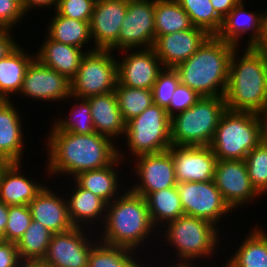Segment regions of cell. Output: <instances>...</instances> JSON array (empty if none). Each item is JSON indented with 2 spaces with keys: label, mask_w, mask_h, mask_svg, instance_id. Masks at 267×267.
<instances>
[{
  "label": "cell",
  "mask_w": 267,
  "mask_h": 267,
  "mask_svg": "<svg viewBox=\"0 0 267 267\" xmlns=\"http://www.w3.org/2000/svg\"><path fill=\"white\" fill-rule=\"evenodd\" d=\"M16 243L0 242V267H18L21 263Z\"/></svg>",
  "instance_id": "cell-44"
},
{
  "label": "cell",
  "mask_w": 267,
  "mask_h": 267,
  "mask_svg": "<svg viewBox=\"0 0 267 267\" xmlns=\"http://www.w3.org/2000/svg\"><path fill=\"white\" fill-rule=\"evenodd\" d=\"M124 58L117 59L118 82L131 88L152 90L164 66L153 48L124 49ZM131 51V52H130ZM127 52H129L127 54Z\"/></svg>",
  "instance_id": "cell-16"
},
{
  "label": "cell",
  "mask_w": 267,
  "mask_h": 267,
  "mask_svg": "<svg viewBox=\"0 0 267 267\" xmlns=\"http://www.w3.org/2000/svg\"><path fill=\"white\" fill-rule=\"evenodd\" d=\"M74 187L76 188L69 189L72 193L66 192L67 194L69 193L66 195L69 196L66 200L68 215L73 226L86 227L89 230L91 227L94 229L93 225L98 223L102 227L101 225H103L106 216L107 203L90 190L81 188L75 181Z\"/></svg>",
  "instance_id": "cell-24"
},
{
  "label": "cell",
  "mask_w": 267,
  "mask_h": 267,
  "mask_svg": "<svg viewBox=\"0 0 267 267\" xmlns=\"http://www.w3.org/2000/svg\"><path fill=\"white\" fill-rule=\"evenodd\" d=\"M114 92L125 123L140 115L153 104L152 90L131 88L121 85L117 81Z\"/></svg>",
  "instance_id": "cell-36"
},
{
  "label": "cell",
  "mask_w": 267,
  "mask_h": 267,
  "mask_svg": "<svg viewBox=\"0 0 267 267\" xmlns=\"http://www.w3.org/2000/svg\"><path fill=\"white\" fill-rule=\"evenodd\" d=\"M128 0H96L90 20V33L95 49L118 50V38Z\"/></svg>",
  "instance_id": "cell-17"
},
{
  "label": "cell",
  "mask_w": 267,
  "mask_h": 267,
  "mask_svg": "<svg viewBox=\"0 0 267 267\" xmlns=\"http://www.w3.org/2000/svg\"><path fill=\"white\" fill-rule=\"evenodd\" d=\"M53 17L47 24L46 35L59 43L83 49L92 41L90 22L80 21L59 15L54 11ZM87 44V45H86Z\"/></svg>",
  "instance_id": "cell-30"
},
{
  "label": "cell",
  "mask_w": 267,
  "mask_h": 267,
  "mask_svg": "<svg viewBox=\"0 0 267 267\" xmlns=\"http://www.w3.org/2000/svg\"><path fill=\"white\" fill-rule=\"evenodd\" d=\"M136 257L137 251L98 241L91 249L88 267H140L143 261Z\"/></svg>",
  "instance_id": "cell-33"
},
{
  "label": "cell",
  "mask_w": 267,
  "mask_h": 267,
  "mask_svg": "<svg viewBox=\"0 0 267 267\" xmlns=\"http://www.w3.org/2000/svg\"><path fill=\"white\" fill-rule=\"evenodd\" d=\"M244 7V0H241L224 18L217 37L223 41L241 47V39L244 35H250L247 40V47H257L263 40L264 24L267 11H247ZM243 36V38H242ZM240 41V42H239ZM239 43V44H238Z\"/></svg>",
  "instance_id": "cell-19"
},
{
  "label": "cell",
  "mask_w": 267,
  "mask_h": 267,
  "mask_svg": "<svg viewBox=\"0 0 267 267\" xmlns=\"http://www.w3.org/2000/svg\"><path fill=\"white\" fill-rule=\"evenodd\" d=\"M21 6L23 8L24 13L27 15L29 14V11H32L31 9L34 8H49L54 7V10H56L58 0H20Z\"/></svg>",
  "instance_id": "cell-46"
},
{
  "label": "cell",
  "mask_w": 267,
  "mask_h": 267,
  "mask_svg": "<svg viewBox=\"0 0 267 267\" xmlns=\"http://www.w3.org/2000/svg\"><path fill=\"white\" fill-rule=\"evenodd\" d=\"M25 16L20 0H0V26L13 29Z\"/></svg>",
  "instance_id": "cell-43"
},
{
  "label": "cell",
  "mask_w": 267,
  "mask_h": 267,
  "mask_svg": "<svg viewBox=\"0 0 267 267\" xmlns=\"http://www.w3.org/2000/svg\"><path fill=\"white\" fill-rule=\"evenodd\" d=\"M218 228L206 219L183 215L168 222L162 227L163 230H158L160 233L157 237H161V233L164 232L162 239L164 238L167 246L169 244L177 250L175 258L178 256L179 263L197 267L193 264L196 259L211 258L212 261L214 253H217L216 249L221 238L219 237L221 231Z\"/></svg>",
  "instance_id": "cell-5"
},
{
  "label": "cell",
  "mask_w": 267,
  "mask_h": 267,
  "mask_svg": "<svg viewBox=\"0 0 267 267\" xmlns=\"http://www.w3.org/2000/svg\"><path fill=\"white\" fill-rule=\"evenodd\" d=\"M201 97L188 86L179 84L172 94L169 105L166 107L167 114L173 117L194 105Z\"/></svg>",
  "instance_id": "cell-42"
},
{
  "label": "cell",
  "mask_w": 267,
  "mask_h": 267,
  "mask_svg": "<svg viewBox=\"0 0 267 267\" xmlns=\"http://www.w3.org/2000/svg\"><path fill=\"white\" fill-rule=\"evenodd\" d=\"M154 26L155 40L158 36L194 27L190 16L184 11L177 0H156Z\"/></svg>",
  "instance_id": "cell-32"
},
{
  "label": "cell",
  "mask_w": 267,
  "mask_h": 267,
  "mask_svg": "<svg viewBox=\"0 0 267 267\" xmlns=\"http://www.w3.org/2000/svg\"><path fill=\"white\" fill-rule=\"evenodd\" d=\"M90 104V112L94 130L116 141L124 136L126 123L123 120L114 91L86 98ZM115 139V140H114Z\"/></svg>",
  "instance_id": "cell-25"
},
{
  "label": "cell",
  "mask_w": 267,
  "mask_h": 267,
  "mask_svg": "<svg viewBox=\"0 0 267 267\" xmlns=\"http://www.w3.org/2000/svg\"><path fill=\"white\" fill-rule=\"evenodd\" d=\"M64 196L61 197L50 186H45L28 204L32 220L41 223L53 234L71 230L74 226L70 221Z\"/></svg>",
  "instance_id": "cell-21"
},
{
  "label": "cell",
  "mask_w": 267,
  "mask_h": 267,
  "mask_svg": "<svg viewBox=\"0 0 267 267\" xmlns=\"http://www.w3.org/2000/svg\"><path fill=\"white\" fill-rule=\"evenodd\" d=\"M252 229L222 267H267V230Z\"/></svg>",
  "instance_id": "cell-29"
},
{
  "label": "cell",
  "mask_w": 267,
  "mask_h": 267,
  "mask_svg": "<svg viewBox=\"0 0 267 267\" xmlns=\"http://www.w3.org/2000/svg\"><path fill=\"white\" fill-rule=\"evenodd\" d=\"M19 95L35 101L38 99V102L64 100L67 103L71 96V81L35 57L26 70Z\"/></svg>",
  "instance_id": "cell-14"
},
{
  "label": "cell",
  "mask_w": 267,
  "mask_h": 267,
  "mask_svg": "<svg viewBox=\"0 0 267 267\" xmlns=\"http://www.w3.org/2000/svg\"><path fill=\"white\" fill-rule=\"evenodd\" d=\"M7 162L0 157V172Z\"/></svg>",
  "instance_id": "cell-53"
},
{
  "label": "cell",
  "mask_w": 267,
  "mask_h": 267,
  "mask_svg": "<svg viewBox=\"0 0 267 267\" xmlns=\"http://www.w3.org/2000/svg\"><path fill=\"white\" fill-rule=\"evenodd\" d=\"M210 35L202 28L158 36L153 45L156 55L166 68H175L188 60Z\"/></svg>",
  "instance_id": "cell-20"
},
{
  "label": "cell",
  "mask_w": 267,
  "mask_h": 267,
  "mask_svg": "<svg viewBox=\"0 0 267 267\" xmlns=\"http://www.w3.org/2000/svg\"><path fill=\"white\" fill-rule=\"evenodd\" d=\"M156 0H128V7L121 24L118 50L149 49L155 43Z\"/></svg>",
  "instance_id": "cell-12"
},
{
  "label": "cell",
  "mask_w": 267,
  "mask_h": 267,
  "mask_svg": "<svg viewBox=\"0 0 267 267\" xmlns=\"http://www.w3.org/2000/svg\"><path fill=\"white\" fill-rule=\"evenodd\" d=\"M112 54L113 51L102 49L86 52L71 79V95L88 98L114 91L118 74L117 56Z\"/></svg>",
  "instance_id": "cell-9"
},
{
  "label": "cell",
  "mask_w": 267,
  "mask_h": 267,
  "mask_svg": "<svg viewBox=\"0 0 267 267\" xmlns=\"http://www.w3.org/2000/svg\"><path fill=\"white\" fill-rule=\"evenodd\" d=\"M71 101L75 99L70 114L67 117L56 119L49 131H64L74 134H92L95 132L91 116L90 104L86 98L71 95Z\"/></svg>",
  "instance_id": "cell-35"
},
{
  "label": "cell",
  "mask_w": 267,
  "mask_h": 267,
  "mask_svg": "<svg viewBox=\"0 0 267 267\" xmlns=\"http://www.w3.org/2000/svg\"><path fill=\"white\" fill-rule=\"evenodd\" d=\"M237 47L210 35L198 50L174 69L180 83L200 97H224L230 60Z\"/></svg>",
  "instance_id": "cell-3"
},
{
  "label": "cell",
  "mask_w": 267,
  "mask_h": 267,
  "mask_svg": "<svg viewBox=\"0 0 267 267\" xmlns=\"http://www.w3.org/2000/svg\"><path fill=\"white\" fill-rule=\"evenodd\" d=\"M96 0H58L56 12L64 17L90 22Z\"/></svg>",
  "instance_id": "cell-41"
},
{
  "label": "cell",
  "mask_w": 267,
  "mask_h": 267,
  "mask_svg": "<svg viewBox=\"0 0 267 267\" xmlns=\"http://www.w3.org/2000/svg\"><path fill=\"white\" fill-rule=\"evenodd\" d=\"M190 16L195 27L204 29L209 35H217L223 19L216 13L210 0H177Z\"/></svg>",
  "instance_id": "cell-37"
},
{
  "label": "cell",
  "mask_w": 267,
  "mask_h": 267,
  "mask_svg": "<svg viewBox=\"0 0 267 267\" xmlns=\"http://www.w3.org/2000/svg\"><path fill=\"white\" fill-rule=\"evenodd\" d=\"M22 163H6L0 172V202L6 205H28L46 186L22 173Z\"/></svg>",
  "instance_id": "cell-22"
},
{
  "label": "cell",
  "mask_w": 267,
  "mask_h": 267,
  "mask_svg": "<svg viewBox=\"0 0 267 267\" xmlns=\"http://www.w3.org/2000/svg\"><path fill=\"white\" fill-rule=\"evenodd\" d=\"M168 150L173 158L177 183L213 180L217 157L210 146L171 145Z\"/></svg>",
  "instance_id": "cell-18"
},
{
  "label": "cell",
  "mask_w": 267,
  "mask_h": 267,
  "mask_svg": "<svg viewBox=\"0 0 267 267\" xmlns=\"http://www.w3.org/2000/svg\"><path fill=\"white\" fill-rule=\"evenodd\" d=\"M47 37V38H46ZM45 40L35 54L44 65L66 76L70 81L76 75L81 60L86 52L96 50L94 45L90 49H81L66 45L50 39L46 35Z\"/></svg>",
  "instance_id": "cell-26"
},
{
  "label": "cell",
  "mask_w": 267,
  "mask_h": 267,
  "mask_svg": "<svg viewBox=\"0 0 267 267\" xmlns=\"http://www.w3.org/2000/svg\"><path fill=\"white\" fill-rule=\"evenodd\" d=\"M11 100H0V157L7 163L21 162L24 155L23 122Z\"/></svg>",
  "instance_id": "cell-23"
},
{
  "label": "cell",
  "mask_w": 267,
  "mask_h": 267,
  "mask_svg": "<svg viewBox=\"0 0 267 267\" xmlns=\"http://www.w3.org/2000/svg\"><path fill=\"white\" fill-rule=\"evenodd\" d=\"M102 226L101 232L97 233L99 241L134 251L139 250L140 246L144 248L145 242H151L148 238L151 236L155 240L153 235L158 234L151 221L146 199L129 188L107 204Z\"/></svg>",
  "instance_id": "cell-4"
},
{
  "label": "cell",
  "mask_w": 267,
  "mask_h": 267,
  "mask_svg": "<svg viewBox=\"0 0 267 267\" xmlns=\"http://www.w3.org/2000/svg\"><path fill=\"white\" fill-rule=\"evenodd\" d=\"M241 0H210L216 13L223 19Z\"/></svg>",
  "instance_id": "cell-47"
},
{
  "label": "cell",
  "mask_w": 267,
  "mask_h": 267,
  "mask_svg": "<svg viewBox=\"0 0 267 267\" xmlns=\"http://www.w3.org/2000/svg\"><path fill=\"white\" fill-rule=\"evenodd\" d=\"M145 199L156 230L185 215L176 186L150 193Z\"/></svg>",
  "instance_id": "cell-31"
},
{
  "label": "cell",
  "mask_w": 267,
  "mask_h": 267,
  "mask_svg": "<svg viewBox=\"0 0 267 267\" xmlns=\"http://www.w3.org/2000/svg\"><path fill=\"white\" fill-rule=\"evenodd\" d=\"M26 51L28 50L24 51L18 44L7 56L0 59V100H11V96L20 93L26 70L36 57V54Z\"/></svg>",
  "instance_id": "cell-28"
},
{
  "label": "cell",
  "mask_w": 267,
  "mask_h": 267,
  "mask_svg": "<svg viewBox=\"0 0 267 267\" xmlns=\"http://www.w3.org/2000/svg\"><path fill=\"white\" fill-rule=\"evenodd\" d=\"M171 117L166 108L152 104L126 123L125 141L128 151L138 157L168 150L171 143Z\"/></svg>",
  "instance_id": "cell-8"
},
{
  "label": "cell",
  "mask_w": 267,
  "mask_h": 267,
  "mask_svg": "<svg viewBox=\"0 0 267 267\" xmlns=\"http://www.w3.org/2000/svg\"><path fill=\"white\" fill-rule=\"evenodd\" d=\"M260 144L267 150V116H263V122L260 131Z\"/></svg>",
  "instance_id": "cell-49"
},
{
  "label": "cell",
  "mask_w": 267,
  "mask_h": 267,
  "mask_svg": "<svg viewBox=\"0 0 267 267\" xmlns=\"http://www.w3.org/2000/svg\"><path fill=\"white\" fill-rule=\"evenodd\" d=\"M8 221V205L0 202V235L3 237Z\"/></svg>",
  "instance_id": "cell-48"
},
{
  "label": "cell",
  "mask_w": 267,
  "mask_h": 267,
  "mask_svg": "<svg viewBox=\"0 0 267 267\" xmlns=\"http://www.w3.org/2000/svg\"><path fill=\"white\" fill-rule=\"evenodd\" d=\"M262 122L263 115L226 109L210 144L217 160H244L260 144Z\"/></svg>",
  "instance_id": "cell-6"
},
{
  "label": "cell",
  "mask_w": 267,
  "mask_h": 267,
  "mask_svg": "<svg viewBox=\"0 0 267 267\" xmlns=\"http://www.w3.org/2000/svg\"><path fill=\"white\" fill-rule=\"evenodd\" d=\"M213 181L232 211L260 196L249 179L245 160H217Z\"/></svg>",
  "instance_id": "cell-13"
},
{
  "label": "cell",
  "mask_w": 267,
  "mask_h": 267,
  "mask_svg": "<svg viewBox=\"0 0 267 267\" xmlns=\"http://www.w3.org/2000/svg\"><path fill=\"white\" fill-rule=\"evenodd\" d=\"M179 84L177 71L174 68L164 67L152 88L153 104L166 108Z\"/></svg>",
  "instance_id": "cell-40"
},
{
  "label": "cell",
  "mask_w": 267,
  "mask_h": 267,
  "mask_svg": "<svg viewBox=\"0 0 267 267\" xmlns=\"http://www.w3.org/2000/svg\"><path fill=\"white\" fill-rule=\"evenodd\" d=\"M133 170L139 183L129 189L146 198L150 193L177 185L173 158L169 150L134 158ZM135 165V166H134Z\"/></svg>",
  "instance_id": "cell-15"
},
{
  "label": "cell",
  "mask_w": 267,
  "mask_h": 267,
  "mask_svg": "<svg viewBox=\"0 0 267 267\" xmlns=\"http://www.w3.org/2000/svg\"><path fill=\"white\" fill-rule=\"evenodd\" d=\"M12 31L10 28L0 26V59L7 56L18 45L10 33Z\"/></svg>",
  "instance_id": "cell-45"
},
{
  "label": "cell",
  "mask_w": 267,
  "mask_h": 267,
  "mask_svg": "<svg viewBox=\"0 0 267 267\" xmlns=\"http://www.w3.org/2000/svg\"><path fill=\"white\" fill-rule=\"evenodd\" d=\"M224 97H201L187 110L171 117V143L175 146H210L221 116Z\"/></svg>",
  "instance_id": "cell-7"
},
{
  "label": "cell",
  "mask_w": 267,
  "mask_h": 267,
  "mask_svg": "<svg viewBox=\"0 0 267 267\" xmlns=\"http://www.w3.org/2000/svg\"><path fill=\"white\" fill-rule=\"evenodd\" d=\"M144 265H145L144 262H142L140 267H145ZM167 265L168 264H165L164 266L165 267H194V266H191V265H188V264H184V263H179V262L177 264H174V265L172 264V266L171 265L167 266ZM147 267H150V266H147Z\"/></svg>",
  "instance_id": "cell-52"
},
{
  "label": "cell",
  "mask_w": 267,
  "mask_h": 267,
  "mask_svg": "<svg viewBox=\"0 0 267 267\" xmlns=\"http://www.w3.org/2000/svg\"><path fill=\"white\" fill-rule=\"evenodd\" d=\"M32 222L28 205H8V221L3 240L17 243Z\"/></svg>",
  "instance_id": "cell-39"
},
{
  "label": "cell",
  "mask_w": 267,
  "mask_h": 267,
  "mask_svg": "<svg viewBox=\"0 0 267 267\" xmlns=\"http://www.w3.org/2000/svg\"><path fill=\"white\" fill-rule=\"evenodd\" d=\"M52 235L44 225L32 220L16 243L21 261H42L47 254Z\"/></svg>",
  "instance_id": "cell-34"
},
{
  "label": "cell",
  "mask_w": 267,
  "mask_h": 267,
  "mask_svg": "<svg viewBox=\"0 0 267 267\" xmlns=\"http://www.w3.org/2000/svg\"><path fill=\"white\" fill-rule=\"evenodd\" d=\"M257 48L267 57V17L264 24V35L262 42L257 46Z\"/></svg>",
  "instance_id": "cell-50"
},
{
  "label": "cell",
  "mask_w": 267,
  "mask_h": 267,
  "mask_svg": "<svg viewBox=\"0 0 267 267\" xmlns=\"http://www.w3.org/2000/svg\"><path fill=\"white\" fill-rule=\"evenodd\" d=\"M47 163L45 172L52 178L100 169L110 165L118 157V146L111 138L98 134H74L49 131L46 141Z\"/></svg>",
  "instance_id": "cell-1"
},
{
  "label": "cell",
  "mask_w": 267,
  "mask_h": 267,
  "mask_svg": "<svg viewBox=\"0 0 267 267\" xmlns=\"http://www.w3.org/2000/svg\"><path fill=\"white\" fill-rule=\"evenodd\" d=\"M18 267H47L42 261H22Z\"/></svg>",
  "instance_id": "cell-51"
},
{
  "label": "cell",
  "mask_w": 267,
  "mask_h": 267,
  "mask_svg": "<svg viewBox=\"0 0 267 267\" xmlns=\"http://www.w3.org/2000/svg\"><path fill=\"white\" fill-rule=\"evenodd\" d=\"M3 241V237L0 235V242Z\"/></svg>",
  "instance_id": "cell-54"
},
{
  "label": "cell",
  "mask_w": 267,
  "mask_h": 267,
  "mask_svg": "<svg viewBox=\"0 0 267 267\" xmlns=\"http://www.w3.org/2000/svg\"><path fill=\"white\" fill-rule=\"evenodd\" d=\"M244 160L252 185L263 196L267 193V150L259 144Z\"/></svg>",
  "instance_id": "cell-38"
},
{
  "label": "cell",
  "mask_w": 267,
  "mask_h": 267,
  "mask_svg": "<svg viewBox=\"0 0 267 267\" xmlns=\"http://www.w3.org/2000/svg\"><path fill=\"white\" fill-rule=\"evenodd\" d=\"M238 49L230 60L224 95L227 110L267 116V57L257 47L246 46L239 58Z\"/></svg>",
  "instance_id": "cell-2"
},
{
  "label": "cell",
  "mask_w": 267,
  "mask_h": 267,
  "mask_svg": "<svg viewBox=\"0 0 267 267\" xmlns=\"http://www.w3.org/2000/svg\"><path fill=\"white\" fill-rule=\"evenodd\" d=\"M184 214L203 218L215 226L232 213L213 180L205 182H181L176 185ZM225 216V217H224Z\"/></svg>",
  "instance_id": "cell-11"
},
{
  "label": "cell",
  "mask_w": 267,
  "mask_h": 267,
  "mask_svg": "<svg viewBox=\"0 0 267 267\" xmlns=\"http://www.w3.org/2000/svg\"><path fill=\"white\" fill-rule=\"evenodd\" d=\"M96 228L94 234L90 232L92 228L88 232L86 228L80 227L53 234L42 262L47 267H88L91 249L99 241L97 234L96 239H93Z\"/></svg>",
  "instance_id": "cell-10"
},
{
  "label": "cell",
  "mask_w": 267,
  "mask_h": 267,
  "mask_svg": "<svg viewBox=\"0 0 267 267\" xmlns=\"http://www.w3.org/2000/svg\"><path fill=\"white\" fill-rule=\"evenodd\" d=\"M123 156H125V153L118 148V157L110 165L81 172L73 178V181L81 188L90 190L107 204L111 203L121 194L120 189L122 188L119 183L123 182H119L121 179L118 175L119 172L117 173L118 168L116 166H119L123 159L126 160Z\"/></svg>",
  "instance_id": "cell-27"
}]
</instances>
